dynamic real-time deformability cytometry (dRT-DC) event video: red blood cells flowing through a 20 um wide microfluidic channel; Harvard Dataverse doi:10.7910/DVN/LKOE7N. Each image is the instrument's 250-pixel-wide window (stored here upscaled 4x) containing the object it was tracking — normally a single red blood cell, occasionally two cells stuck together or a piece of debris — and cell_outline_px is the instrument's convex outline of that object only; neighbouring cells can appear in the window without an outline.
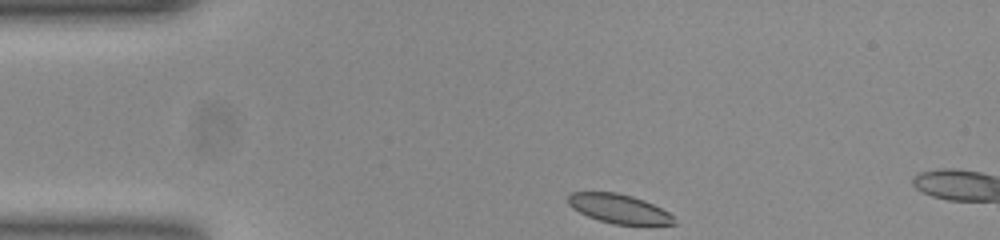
{"species": "common noctule bat (a hibernating species)", "species_latin": "Nyctalus noctula", "temperature_condition": "room temperature", "stored_images_in_passage": 4, "camera_frame_rate_fps": 3000, "um_per_image_px": 0.085, "animal": {"sex": "female", "body_mass_g": 23.0, "forearm_length_mm": 53.4}, "frame": {"image": 1, "passage_image": 1, "time_ms": 0.0, "image_size_px": [1000, 240], "cell_outline_px": [[676, 224], [612, 224], [588, 216], [572, 208], [568, 204], [568, 196], [572, 192], [616, 192], [632, 196], [644, 200], [668, 212], [672, 216]], "centroid_in_image_um": [52.57, 17.73], "position_along_channel_um": 32.4, "area_um2": 17.69}}